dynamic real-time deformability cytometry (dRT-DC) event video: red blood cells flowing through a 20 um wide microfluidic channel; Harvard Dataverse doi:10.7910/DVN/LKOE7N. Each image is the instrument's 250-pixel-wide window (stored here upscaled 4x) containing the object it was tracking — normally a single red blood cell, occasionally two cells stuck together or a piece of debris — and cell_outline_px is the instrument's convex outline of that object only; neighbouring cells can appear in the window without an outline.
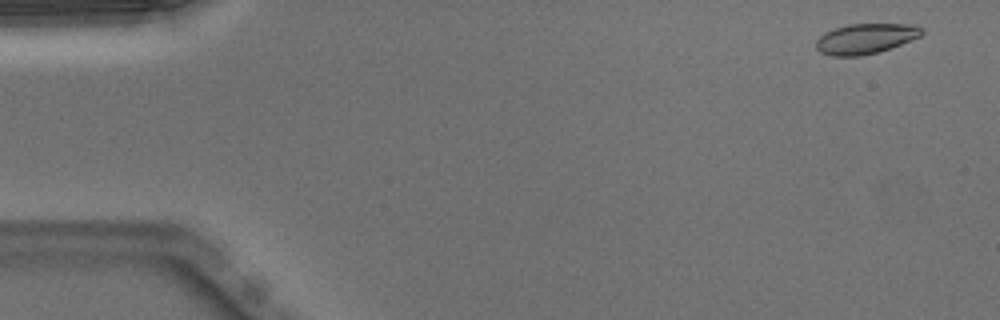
{"species": "Egyptian fruit bat (a non-hibernating species)", "species_latin": "Rousettus aegyptiacus", "temperature_condition": "warm", "stored_images_in_passage": 51, "camera_frame_rate_fps": 3000, "um_per_image_px": 0.085, "animal": {"sex": "male"}, "frame": {"image": 1, "passage_image": 3, "time_ms": 0.667, "image_size_px": [1000, 320], "cell_outline_px": [[924, 32], [920, 36], [880, 52], [860, 56], [832, 56], [820, 52], [816, 48], [816, 40], [824, 32], [848, 24], [912, 24], [924, 28]], "centroid_in_image_um": [73.57, 3.29], "position_along_channel_um": 11.4, "area_um2": 18.67}}
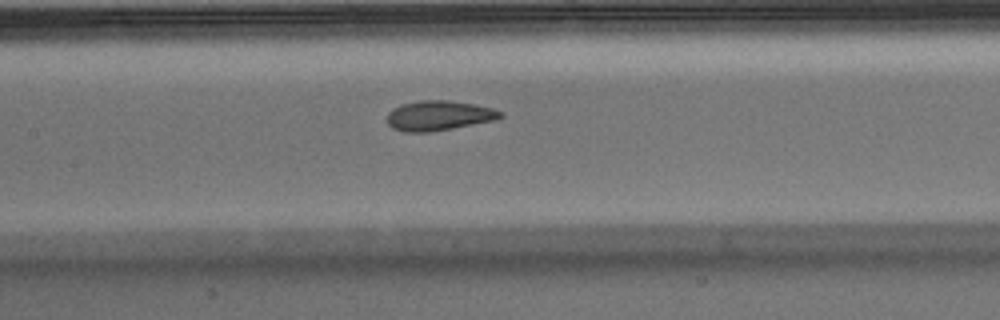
{"frame": {"image": 2, "passage_image": 24, "time_ms": 7.667, "image_size_px": [1000, 320], "cell_outline_px": [[504, 116], [496, 120], [432, 132], [404, 132], [392, 128], [388, 124], [388, 112], [392, 108], [404, 104], [420, 100], [448, 100], [476, 104], [492, 108], [504, 112]], "centroid_in_image_um": [37.33, 9.83], "position_along_channel_um": 170.1, "area_um2": 19.88}}
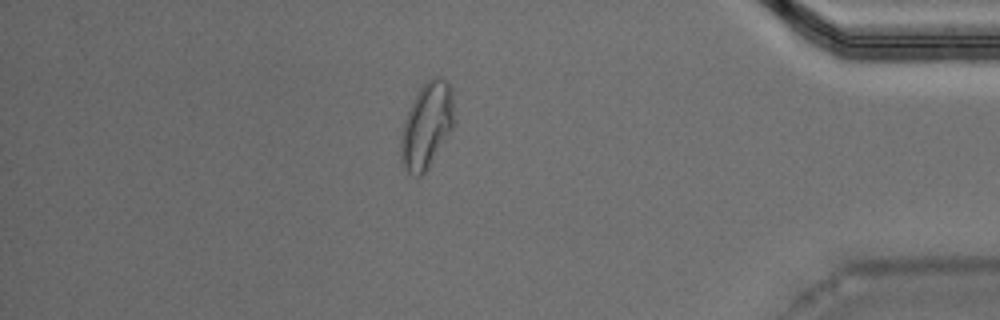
{"frame": {"image": 3, "passage_image": 44, "time_ms": 14.333, "image_size_px": [1000, 320], "cell_outline_px": [[452, 128], [428, 168], [420, 176], [416, 176], [408, 172], [404, 168], [400, 160], [400, 136], [404, 120], [412, 100], [420, 88], [432, 76], [440, 76], [448, 80], [452, 96]], "centroid_in_image_um": [36.23, 10.66], "position_along_channel_um": 399.0, "area_um2": 26.36}, "authors_computed_cell_mechanics": {"area_um2": 19.5942, "velocity_mm_per_s": 3.9788, "shape_relaxation_time_tau1_ms": 6.7683, "shape_relaxation_time_tau2_ms": 1.0607, "deformation_change_tau1": 0.2, "deformation_change_tau2": 0.0665}}